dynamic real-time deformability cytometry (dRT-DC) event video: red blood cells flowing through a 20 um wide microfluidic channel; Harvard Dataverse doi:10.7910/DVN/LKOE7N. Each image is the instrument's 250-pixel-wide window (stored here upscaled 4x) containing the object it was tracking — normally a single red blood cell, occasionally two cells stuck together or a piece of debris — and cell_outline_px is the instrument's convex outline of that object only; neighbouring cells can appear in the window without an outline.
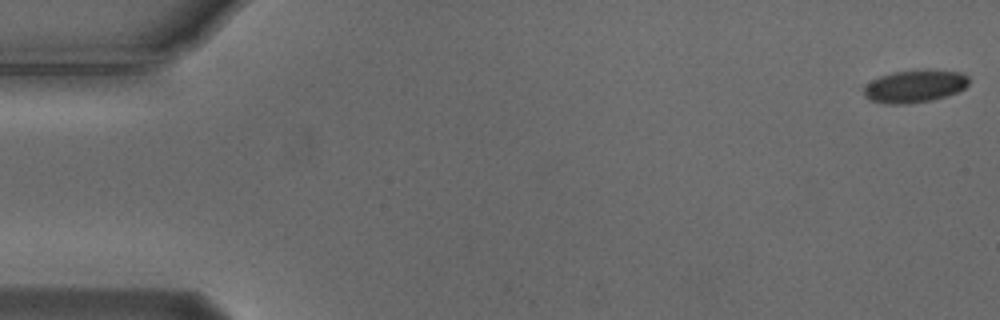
{"species": "Egyptian fruit bat (a non-hibernating species)", "species_latin": "Rousettus aegyptiacus", "temperature_condition": "cold", "stored_images_in_passage": 47, "camera_frame_rate_fps": 3000, "um_per_image_px": 0.085, "animal": {"sex": "male"}, "frame": {"image": 1, "passage_image": 1, "time_ms": 0.0, "image_size_px": [1000, 320], "cell_outline_px": [[968, 84], [964, 88], [956, 92], [932, 100], [908, 104], [884, 104], [868, 100], [864, 96], [864, 84], [880, 76], [896, 72], [928, 68], [964, 72], [968, 76]], "centroid_in_image_um": [77.74, 7.31], "position_along_channel_um": 7.3, "area_um2": 20.35}}
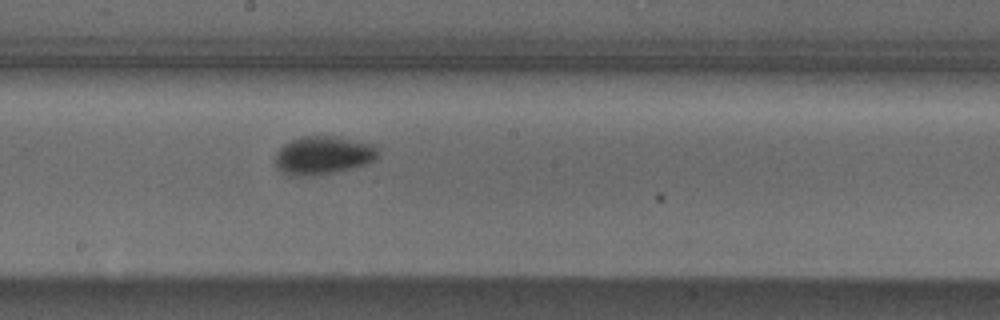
{"frame": {"image": 2, "passage_image": 30, "time_ms": 9.667, "image_size_px": [1000, 320], "cell_outline_px": [[380, 152], [376, 160], [368, 164], [332, 172], [308, 176], [288, 176], [276, 168], [276, 152], [284, 144], [300, 136], [332, 136], [376, 144]], "centroid_in_image_um": [27.49, 13.2], "position_along_channel_um": 220.7, "area_um2": 23.12}}
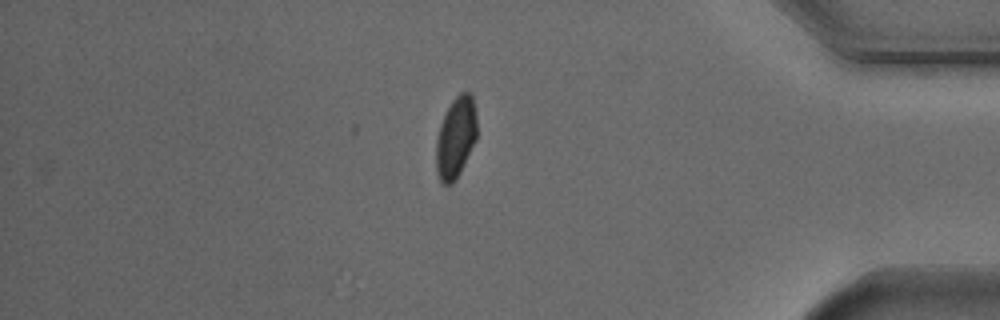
{"frame": {"image": 3, "passage_image": 47, "time_ms": 15.333, "image_size_px": [1000, 320], "cell_outline_px": [[476, 140], [456, 180], [452, 184], [440, 184], [436, 168], [436, 140], [440, 124], [452, 100], [460, 92], [468, 92], [472, 96], [476, 116]], "centroid_in_image_um": [38.73, 11.72], "position_along_channel_um": 396.5, "area_um2": 19.25}, "authors_computed_cell_mechanics": {"area_um2": 21.2704, "velocity_mm_per_s": 3.7122, "shape_relaxation_time_tau1_ms": 2.3388, "shape_relaxation_time_tau2_ms": 1.8798, "deformation_change_tau1": 0.0939, "deformation_change_tau2": 0.0489}}